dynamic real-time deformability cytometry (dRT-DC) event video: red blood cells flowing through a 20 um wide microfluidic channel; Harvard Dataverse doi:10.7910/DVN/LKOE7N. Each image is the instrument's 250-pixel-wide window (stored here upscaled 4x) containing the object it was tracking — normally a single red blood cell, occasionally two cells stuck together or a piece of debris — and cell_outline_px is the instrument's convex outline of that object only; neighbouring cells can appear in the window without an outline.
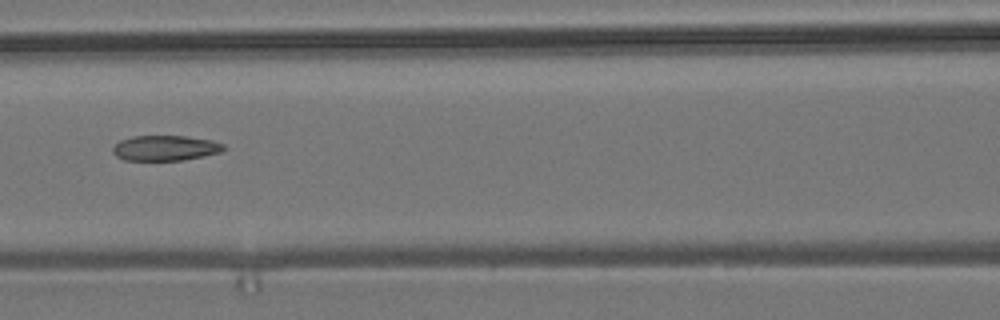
{"species": "common noctule bat (a hibernating species)", "species_latin": "Nyctalus noctula", "temperature_condition": "room temperature", "stored_images_in_passage": 9, "camera_frame_rate_fps": 3000, "um_per_image_px": 0.085, "animal": {"sex": "male", "body_mass_g": 19.2, "forearm_length_mm": 51.8}, "frame": {"image": 1, "passage_image": 6, "time_ms": 6.667, "image_size_px": [1000, 320], "cell_outline_px": [[228, 148], [220, 152], [204, 156], [184, 160], [124, 160], [116, 156], [112, 152], [112, 148], [120, 140], [132, 136], [184, 136], [212, 140], [224, 144]], "centroid_in_image_um": [14.06, 12.58], "position_along_channel_um": 152.5, "area_um2": 16.42}}
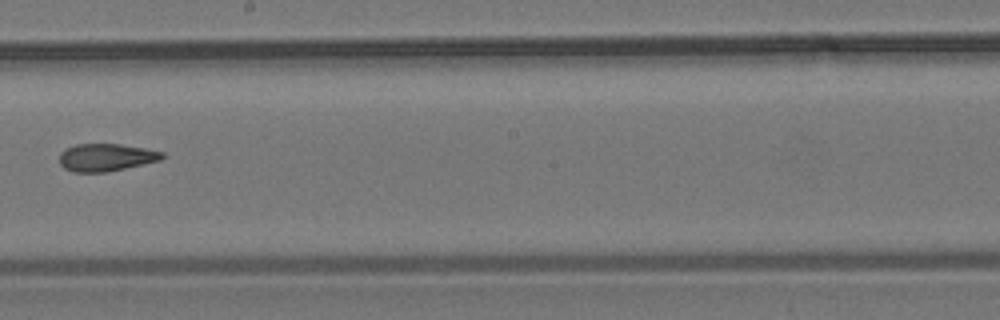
{"frame": {"image": 2, "passage_image": 8, "time_ms": 9.0, "image_size_px": [1000, 320], "cell_outline_px": [[168, 156], [160, 160], [108, 172], [72, 172], [64, 168], [60, 164], [60, 152], [64, 148], [76, 144], [120, 144], [144, 148], [164, 152]], "centroid_in_image_um": [9.02, 13.37], "position_along_channel_um": 239.2, "area_um2": 16.65}}
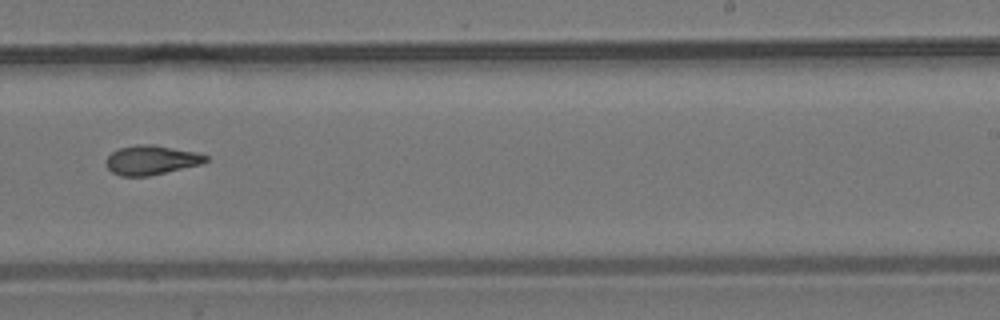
{"frame": {"image": 3, "passage_image": 9, "time_ms": 10.0, "image_size_px": [1000, 320], "cell_outline_px": [[208, 160], [200, 164], [148, 176], [120, 176], [112, 172], [108, 168], [108, 156], [112, 152], [120, 148], [140, 144], [152, 144], [196, 152], [208, 156]], "centroid_in_image_um": [12.87, 13.6], "position_along_channel_um": 276.1, "area_um2": 16.7}}